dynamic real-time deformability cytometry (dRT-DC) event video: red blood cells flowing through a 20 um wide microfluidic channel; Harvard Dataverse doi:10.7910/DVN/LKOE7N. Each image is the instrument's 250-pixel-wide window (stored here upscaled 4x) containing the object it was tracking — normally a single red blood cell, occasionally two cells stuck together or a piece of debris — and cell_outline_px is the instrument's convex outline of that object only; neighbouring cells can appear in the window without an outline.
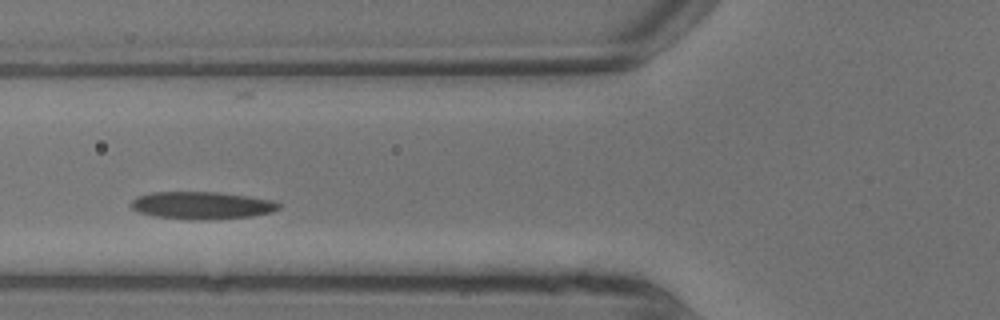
{"species": "common noctule bat (a hibernating species)", "species_latin": "Nyctalus noctula", "temperature_condition": "warm", "stored_images_in_passage": 6, "camera_frame_rate_fps": 3000, "um_per_image_px": 0.085, "animal": {"sex": "male", "body_mass_g": 13.3}, "frame": {"image": 1, "passage_image": 4, "time_ms": 1.0, "image_size_px": [1000, 320], "cell_outline_px": [[280, 208], [272, 212], [252, 216], [200, 220], [188, 220], [156, 216], [140, 212], [132, 208], [132, 200], [136, 196], [152, 192], [220, 192], [276, 200], [280, 204]], "centroid_in_image_um": [17.19, 17.45], "position_along_channel_um": 108.6, "area_um2": 23.7}}
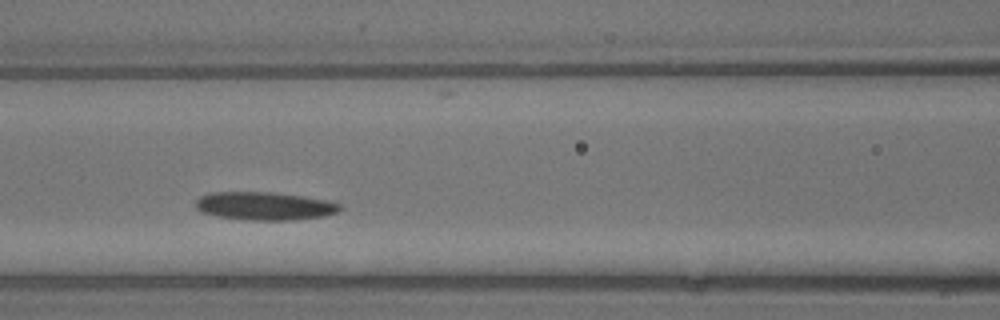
{"frame": {"image": 2, "passage_image": 5, "time_ms": 1.333, "image_size_px": [1000, 320], "cell_outline_px": [[340, 208], [336, 212], [324, 216], [292, 220], [244, 220], [216, 216], [200, 212], [196, 208], [196, 200], [200, 196], [212, 192], [272, 192], [328, 200], [340, 204]], "centroid_in_image_um": [22.44, 17.51], "position_along_channel_um": 144.2, "area_um2": 23.64}}
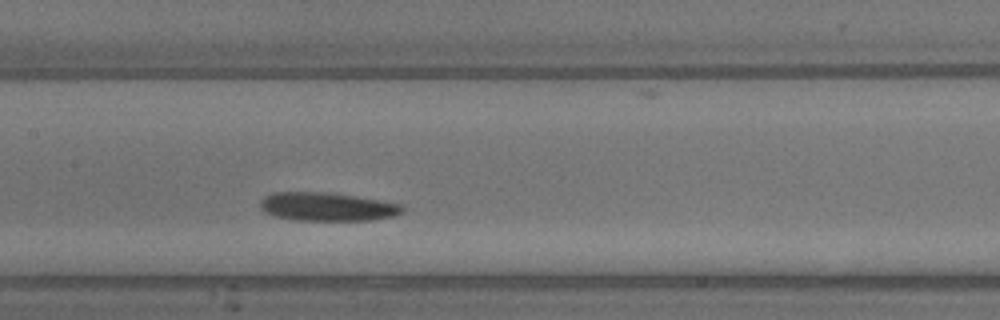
{"frame": {"image": 3, "passage_image": 6, "time_ms": 1.667, "image_size_px": [1000, 320], "cell_outline_px": [[404, 208], [400, 212], [392, 216], [372, 220], [292, 220], [276, 216], [264, 212], [260, 208], [260, 200], [264, 196], [272, 192], [332, 192], [404, 204]], "centroid_in_image_um": [27.78, 17.56], "position_along_channel_um": 179.6, "area_um2": 23.76}}